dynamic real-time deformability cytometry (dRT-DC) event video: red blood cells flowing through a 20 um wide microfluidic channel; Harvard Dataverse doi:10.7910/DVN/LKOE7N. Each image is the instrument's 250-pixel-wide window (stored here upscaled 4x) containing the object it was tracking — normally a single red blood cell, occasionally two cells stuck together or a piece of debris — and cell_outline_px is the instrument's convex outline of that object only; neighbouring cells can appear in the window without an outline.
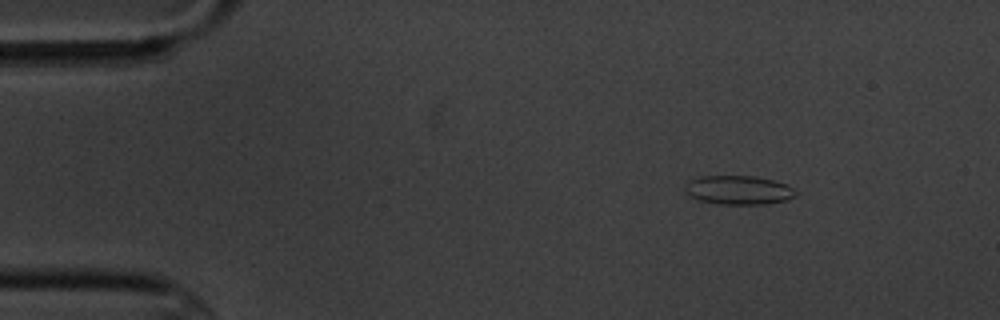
{"species": "common noctule bat (a hibernating species)", "species_latin": "Nyctalus noctula", "temperature_condition": "cold", "stored_images_in_passage": 10, "camera_frame_rate_fps": 3000, "um_per_image_px": 0.085, "animal": {"sex": "male", "body_mass_g": 20.1, "forearm_length_mm": 53.5}, "frame": {"image": 1, "passage_image": 2, "time_ms": 1.0, "image_size_px": [1000, 320], "cell_outline_px": [[800, 192], [796, 196], [788, 200], [764, 204], [720, 204], [700, 200], [688, 196], [684, 192], [684, 188], [688, 180], [700, 176], [752, 176], [772, 180], [788, 184]], "centroid_in_image_um": [62.79, 16.15], "position_along_channel_um": 22.2, "area_um2": 18.96}}
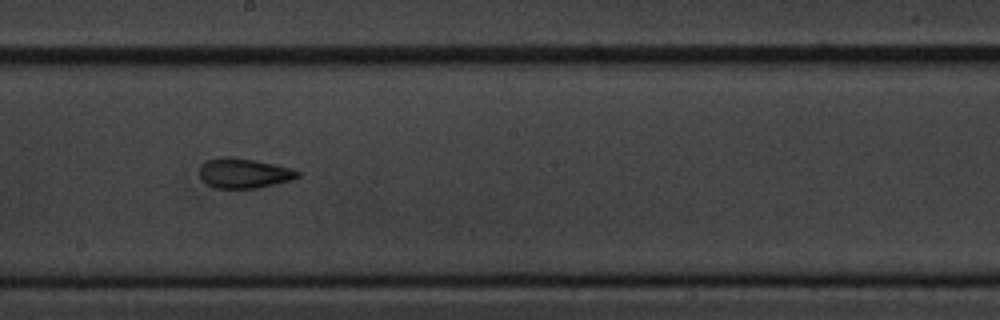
{"frame": {"image": 2, "passage_image": 9, "time_ms": 9.0, "image_size_px": [1000, 320], "cell_outline_px": [[300, 176], [288, 180], [256, 188], [216, 188], [208, 184], [200, 176], [200, 168], [208, 160], [224, 156], [232, 156], [256, 160], [288, 168], [300, 172]], "centroid_in_image_um": [20.71, 14.71], "position_along_channel_um": 227.5, "area_um2": 16.65}}
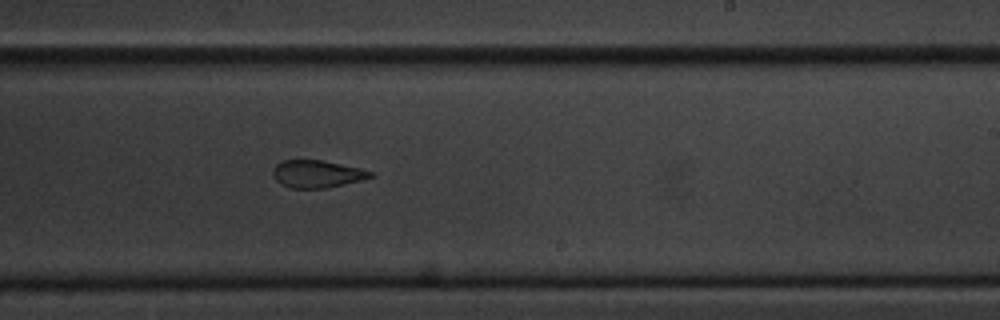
{"frame": {"image": 3, "passage_image": 10, "time_ms": 10.0, "image_size_px": [1000, 320], "cell_outline_px": [[372, 176], [364, 180], [324, 188], [292, 188], [280, 184], [272, 176], [272, 168], [280, 160], [320, 160], [360, 168], [372, 172]], "centroid_in_image_um": [26.89, 14.78], "position_along_channel_um": 262.1, "area_um2": 15.61}}